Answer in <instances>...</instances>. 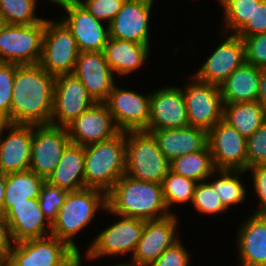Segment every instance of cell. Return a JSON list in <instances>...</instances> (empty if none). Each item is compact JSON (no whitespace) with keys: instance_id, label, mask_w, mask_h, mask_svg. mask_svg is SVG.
<instances>
[{"instance_id":"obj_32","label":"cell","mask_w":266,"mask_h":266,"mask_svg":"<svg viewBox=\"0 0 266 266\" xmlns=\"http://www.w3.org/2000/svg\"><path fill=\"white\" fill-rule=\"evenodd\" d=\"M244 172L247 171L216 169L219 177L209 182L213 191L217 194L218 199L227 210L231 205L234 206L243 203L246 198V189L239 179V175Z\"/></svg>"},{"instance_id":"obj_14","label":"cell","mask_w":266,"mask_h":266,"mask_svg":"<svg viewBox=\"0 0 266 266\" xmlns=\"http://www.w3.org/2000/svg\"><path fill=\"white\" fill-rule=\"evenodd\" d=\"M247 138L223 119L208 131V146L216 169L247 171Z\"/></svg>"},{"instance_id":"obj_1","label":"cell","mask_w":266,"mask_h":266,"mask_svg":"<svg viewBox=\"0 0 266 266\" xmlns=\"http://www.w3.org/2000/svg\"><path fill=\"white\" fill-rule=\"evenodd\" d=\"M56 76L39 64L18 65L13 81L10 123L50 124Z\"/></svg>"},{"instance_id":"obj_46","label":"cell","mask_w":266,"mask_h":266,"mask_svg":"<svg viewBox=\"0 0 266 266\" xmlns=\"http://www.w3.org/2000/svg\"><path fill=\"white\" fill-rule=\"evenodd\" d=\"M257 101L266 110V68H260V84Z\"/></svg>"},{"instance_id":"obj_28","label":"cell","mask_w":266,"mask_h":266,"mask_svg":"<svg viewBox=\"0 0 266 266\" xmlns=\"http://www.w3.org/2000/svg\"><path fill=\"white\" fill-rule=\"evenodd\" d=\"M149 46L109 37L103 53L115 75L124 76L145 64L150 53Z\"/></svg>"},{"instance_id":"obj_43","label":"cell","mask_w":266,"mask_h":266,"mask_svg":"<svg viewBox=\"0 0 266 266\" xmlns=\"http://www.w3.org/2000/svg\"><path fill=\"white\" fill-rule=\"evenodd\" d=\"M180 241L166 249L150 266H189V253Z\"/></svg>"},{"instance_id":"obj_6","label":"cell","mask_w":266,"mask_h":266,"mask_svg":"<svg viewBox=\"0 0 266 266\" xmlns=\"http://www.w3.org/2000/svg\"><path fill=\"white\" fill-rule=\"evenodd\" d=\"M79 49L70 29L60 19L45 18V31L39 65L49 74H73Z\"/></svg>"},{"instance_id":"obj_9","label":"cell","mask_w":266,"mask_h":266,"mask_svg":"<svg viewBox=\"0 0 266 266\" xmlns=\"http://www.w3.org/2000/svg\"><path fill=\"white\" fill-rule=\"evenodd\" d=\"M67 127L32 125L31 161L29 169L47 180L70 143Z\"/></svg>"},{"instance_id":"obj_18","label":"cell","mask_w":266,"mask_h":266,"mask_svg":"<svg viewBox=\"0 0 266 266\" xmlns=\"http://www.w3.org/2000/svg\"><path fill=\"white\" fill-rule=\"evenodd\" d=\"M154 0H125L109 24V37L149 45V18Z\"/></svg>"},{"instance_id":"obj_21","label":"cell","mask_w":266,"mask_h":266,"mask_svg":"<svg viewBox=\"0 0 266 266\" xmlns=\"http://www.w3.org/2000/svg\"><path fill=\"white\" fill-rule=\"evenodd\" d=\"M188 125L182 88L166 86L151 93L150 119L146 130L181 128Z\"/></svg>"},{"instance_id":"obj_34","label":"cell","mask_w":266,"mask_h":266,"mask_svg":"<svg viewBox=\"0 0 266 266\" xmlns=\"http://www.w3.org/2000/svg\"><path fill=\"white\" fill-rule=\"evenodd\" d=\"M37 0H0V13L7 24L32 25L45 19L36 17Z\"/></svg>"},{"instance_id":"obj_37","label":"cell","mask_w":266,"mask_h":266,"mask_svg":"<svg viewBox=\"0 0 266 266\" xmlns=\"http://www.w3.org/2000/svg\"><path fill=\"white\" fill-rule=\"evenodd\" d=\"M67 193V190L52 185L46 180L43 183L38 200L45 218L51 224L56 219Z\"/></svg>"},{"instance_id":"obj_4","label":"cell","mask_w":266,"mask_h":266,"mask_svg":"<svg viewBox=\"0 0 266 266\" xmlns=\"http://www.w3.org/2000/svg\"><path fill=\"white\" fill-rule=\"evenodd\" d=\"M99 208L107 209V194L104 191L84 188L68 192L51 224L50 235L79 250L73 237L91 222Z\"/></svg>"},{"instance_id":"obj_30","label":"cell","mask_w":266,"mask_h":266,"mask_svg":"<svg viewBox=\"0 0 266 266\" xmlns=\"http://www.w3.org/2000/svg\"><path fill=\"white\" fill-rule=\"evenodd\" d=\"M44 182V178L30 169L7 174L4 214L12 208V203L29 202V199H38Z\"/></svg>"},{"instance_id":"obj_13","label":"cell","mask_w":266,"mask_h":266,"mask_svg":"<svg viewBox=\"0 0 266 266\" xmlns=\"http://www.w3.org/2000/svg\"><path fill=\"white\" fill-rule=\"evenodd\" d=\"M75 250L52 235L14 243L7 256L9 266H59Z\"/></svg>"},{"instance_id":"obj_48","label":"cell","mask_w":266,"mask_h":266,"mask_svg":"<svg viewBox=\"0 0 266 266\" xmlns=\"http://www.w3.org/2000/svg\"><path fill=\"white\" fill-rule=\"evenodd\" d=\"M7 174L0 171V212L4 213L5 183Z\"/></svg>"},{"instance_id":"obj_41","label":"cell","mask_w":266,"mask_h":266,"mask_svg":"<svg viewBox=\"0 0 266 266\" xmlns=\"http://www.w3.org/2000/svg\"><path fill=\"white\" fill-rule=\"evenodd\" d=\"M245 47L246 63L266 68V33L241 38Z\"/></svg>"},{"instance_id":"obj_52","label":"cell","mask_w":266,"mask_h":266,"mask_svg":"<svg viewBox=\"0 0 266 266\" xmlns=\"http://www.w3.org/2000/svg\"><path fill=\"white\" fill-rule=\"evenodd\" d=\"M112 266H131L129 263H127V264H116V265H112Z\"/></svg>"},{"instance_id":"obj_26","label":"cell","mask_w":266,"mask_h":266,"mask_svg":"<svg viewBox=\"0 0 266 266\" xmlns=\"http://www.w3.org/2000/svg\"><path fill=\"white\" fill-rule=\"evenodd\" d=\"M84 168V146L70 142L46 181L68 192L84 189Z\"/></svg>"},{"instance_id":"obj_5","label":"cell","mask_w":266,"mask_h":266,"mask_svg":"<svg viewBox=\"0 0 266 266\" xmlns=\"http://www.w3.org/2000/svg\"><path fill=\"white\" fill-rule=\"evenodd\" d=\"M125 174L133 179L162 184L170 162L154 136L145 130L126 131Z\"/></svg>"},{"instance_id":"obj_47","label":"cell","mask_w":266,"mask_h":266,"mask_svg":"<svg viewBox=\"0 0 266 266\" xmlns=\"http://www.w3.org/2000/svg\"><path fill=\"white\" fill-rule=\"evenodd\" d=\"M82 257L79 250H75L59 266H81Z\"/></svg>"},{"instance_id":"obj_16","label":"cell","mask_w":266,"mask_h":266,"mask_svg":"<svg viewBox=\"0 0 266 266\" xmlns=\"http://www.w3.org/2000/svg\"><path fill=\"white\" fill-rule=\"evenodd\" d=\"M173 213L165 218L145 221L144 229L134 253L131 266H150L177 239L175 232L178 226Z\"/></svg>"},{"instance_id":"obj_11","label":"cell","mask_w":266,"mask_h":266,"mask_svg":"<svg viewBox=\"0 0 266 266\" xmlns=\"http://www.w3.org/2000/svg\"><path fill=\"white\" fill-rule=\"evenodd\" d=\"M104 103L120 131H140L148 128L151 93L143 95L114 84Z\"/></svg>"},{"instance_id":"obj_27","label":"cell","mask_w":266,"mask_h":266,"mask_svg":"<svg viewBox=\"0 0 266 266\" xmlns=\"http://www.w3.org/2000/svg\"><path fill=\"white\" fill-rule=\"evenodd\" d=\"M260 68L244 63L219 85L224 104L257 101Z\"/></svg>"},{"instance_id":"obj_49","label":"cell","mask_w":266,"mask_h":266,"mask_svg":"<svg viewBox=\"0 0 266 266\" xmlns=\"http://www.w3.org/2000/svg\"><path fill=\"white\" fill-rule=\"evenodd\" d=\"M49 2H53V3H57L59 4L61 7L69 4V3H73V2H78L79 0H48Z\"/></svg>"},{"instance_id":"obj_7","label":"cell","mask_w":266,"mask_h":266,"mask_svg":"<svg viewBox=\"0 0 266 266\" xmlns=\"http://www.w3.org/2000/svg\"><path fill=\"white\" fill-rule=\"evenodd\" d=\"M44 31L45 20L32 25L7 24L0 33V62L38 64Z\"/></svg>"},{"instance_id":"obj_2","label":"cell","mask_w":266,"mask_h":266,"mask_svg":"<svg viewBox=\"0 0 266 266\" xmlns=\"http://www.w3.org/2000/svg\"><path fill=\"white\" fill-rule=\"evenodd\" d=\"M116 216L144 221L172 214L165 204L162 184L133 179L124 174L107 193V209Z\"/></svg>"},{"instance_id":"obj_10","label":"cell","mask_w":266,"mask_h":266,"mask_svg":"<svg viewBox=\"0 0 266 266\" xmlns=\"http://www.w3.org/2000/svg\"><path fill=\"white\" fill-rule=\"evenodd\" d=\"M96 101L74 74L56 76L51 125L67 127Z\"/></svg>"},{"instance_id":"obj_44","label":"cell","mask_w":266,"mask_h":266,"mask_svg":"<svg viewBox=\"0 0 266 266\" xmlns=\"http://www.w3.org/2000/svg\"><path fill=\"white\" fill-rule=\"evenodd\" d=\"M253 178L254 191L259 198V209L254 214L266 215V165H256L248 168Z\"/></svg>"},{"instance_id":"obj_36","label":"cell","mask_w":266,"mask_h":266,"mask_svg":"<svg viewBox=\"0 0 266 266\" xmlns=\"http://www.w3.org/2000/svg\"><path fill=\"white\" fill-rule=\"evenodd\" d=\"M15 63L0 62V122L10 123Z\"/></svg>"},{"instance_id":"obj_19","label":"cell","mask_w":266,"mask_h":266,"mask_svg":"<svg viewBox=\"0 0 266 266\" xmlns=\"http://www.w3.org/2000/svg\"><path fill=\"white\" fill-rule=\"evenodd\" d=\"M245 62L243 40L236 34H231L192 76L202 82L219 86L236 68Z\"/></svg>"},{"instance_id":"obj_24","label":"cell","mask_w":266,"mask_h":266,"mask_svg":"<svg viewBox=\"0 0 266 266\" xmlns=\"http://www.w3.org/2000/svg\"><path fill=\"white\" fill-rule=\"evenodd\" d=\"M145 131L154 136L159 149L169 162L185 154L202 150L208 145V131L191 125Z\"/></svg>"},{"instance_id":"obj_20","label":"cell","mask_w":266,"mask_h":266,"mask_svg":"<svg viewBox=\"0 0 266 266\" xmlns=\"http://www.w3.org/2000/svg\"><path fill=\"white\" fill-rule=\"evenodd\" d=\"M9 130L3 139V132ZM32 125L0 122V171L9 174L29 169Z\"/></svg>"},{"instance_id":"obj_12","label":"cell","mask_w":266,"mask_h":266,"mask_svg":"<svg viewBox=\"0 0 266 266\" xmlns=\"http://www.w3.org/2000/svg\"><path fill=\"white\" fill-rule=\"evenodd\" d=\"M122 219L109 225L95 237L86 251L89 259H99L106 255L118 256L134 250L144 229V220L119 216Z\"/></svg>"},{"instance_id":"obj_8","label":"cell","mask_w":266,"mask_h":266,"mask_svg":"<svg viewBox=\"0 0 266 266\" xmlns=\"http://www.w3.org/2000/svg\"><path fill=\"white\" fill-rule=\"evenodd\" d=\"M191 77L193 82L190 80L182 89L187 119L189 125L209 131L223 119L224 103L220 87Z\"/></svg>"},{"instance_id":"obj_3","label":"cell","mask_w":266,"mask_h":266,"mask_svg":"<svg viewBox=\"0 0 266 266\" xmlns=\"http://www.w3.org/2000/svg\"><path fill=\"white\" fill-rule=\"evenodd\" d=\"M84 153V188L99 189L107 194L125 174L126 131L84 146Z\"/></svg>"},{"instance_id":"obj_51","label":"cell","mask_w":266,"mask_h":266,"mask_svg":"<svg viewBox=\"0 0 266 266\" xmlns=\"http://www.w3.org/2000/svg\"><path fill=\"white\" fill-rule=\"evenodd\" d=\"M0 266H9L7 257L0 256Z\"/></svg>"},{"instance_id":"obj_29","label":"cell","mask_w":266,"mask_h":266,"mask_svg":"<svg viewBox=\"0 0 266 266\" xmlns=\"http://www.w3.org/2000/svg\"><path fill=\"white\" fill-rule=\"evenodd\" d=\"M223 120L248 138L266 120V110L258 101L224 104Z\"/></svg>"},{"instance_id":"obj_35","label":"cell","mask_w":266,"mask_h":266,"mask_svg":"<svg viewBox=\"0 0 266 266\" xmlns=\"http://www.w3.org/2000/svg\"><path fill=\"white\" fill-rule=\"evenodd\" d=\"M263 0H219L224 8V23L228 32L235 34L247 21L252 18L256 4ZM230 29V30H229Z\"/></svg>"},{"instance_id":"obj_38","label":"cell","mask_w":266,"mask_h":266,"mask_svg":"<svg viewBox=\"0 0 266 266\" xmlns=\"http://www.w3.org/2000/svg\"><path fill=\"white\" fill-rule=\"evenodd\" d=\"M191 203L195 209L203 214H221L227 210L207 181L197 183Z\"/></svg>"},{"instance_id":"obj_23","label":"cell","mask_w":266,"mask_h":266,"mask_svg":"<svg viewBox=\"0 0 266 266\" xmlns=\"http://www.w3.org/2000/svg\"><path fill=\"white\" fill-rule=\"evenodd\" d=\"M5 215L14 243L51 234V229H48L51 223L45 218L38 199L12 203V208Z\"/></svg>"},{"instance_id":"obj_45","label":"cell","mask_w":266,"mask_h":266,"mask_svg":"<svg viewBox=\"0 0 266 266\" xmlns=\"http://www.w3.org/2000/svg\"><path fill=\"white\" fill-rule=\"evenodd\" d=\"M14 242L6 215L0 212V256L7 257Z\"/></svg>"},{"instance_id":"obj_42","label":"cell","mask_w":266,"mask_h":266,"mask_svg":"<svg viewBox=\"0 0 266 266\" xmlns=\"http://www.w3.org/2000/svg\"><path fill=\"white\" fill-rule=\"evenodd\" d=\"M266 33V0L256 4L252 18L235 33L240 38Z\"/></svg>"},{"instance_id":"obj_50","label":"cell","mask_w":266,"mask_h":266,"mask_svg":"<svg viewBox=\"0 0 266 266\" xmlns=\"http://www.w3.org/2000/svg\"><path fill=\"white\" fill-rule=\"evenodd\" d=\"M6 25H7V22L5 18L2 16V14L0 13V33L3 31Z\"/></svg>"},{"instance_id":"obj_17","label":"cell","mask_w":266,"mask_h":266,"mask_svg":"<svg viewBox=\"0 0 266 266\" xmlns=\"http://www.w3.org/2000/svg\"><path fill=\"white\" fill-rule=\"evenodd\" d=\"M67 130L70 141L81 146L108 140L120 132L104 102H96L85 110Z\"/></svg>"},{"instance_id":"obj_39","label":"cell","mask_w":266,"mask_h":266,"mask_svg":"<svg viewBox=\"0 0 266 266\" xmlns=\"http://www.w3.org/2000/svg\"><path fill=\"white\" fill-rule=\"evenodd\" d=\"M247 169L256 165H266V120L247 138Z\"/></svg>"},{"instance_id":"obj_40","label":"cell","mask_w":266,"mask_h":266,"mask_svg":"<svg viewBox=\"0 0 266 266\" xmlns=\"http://www.w3.org/2000/svg\"><path fill=\"white\" fill-rule=\"evenodd\" d=\"M98 20L109 25L122 8L125 0H79Z\"/></svg>"},{"instance_id":"obj_25","label":"cell","mask_w":266,"mask_h":266,"mask_svg":"<svg viewBox=\"0 0 266 266\" xmlns=\"http://www.w3.org/2000/svg\"><path fill=\"white\" fill-rule=\"evenodd\" d=\"M251 216L239 228L238 266H266V215Z\"/></svg>"},{"instance_id":"obj_15","label":"cell","mask_w":266,"mask_h":266,"mask_svg":"<svg viewBox=\"0 0 266 266\" xmlns=\"http://www.w3.org/2000/svg\"><path fill=\"white\" fill-rule=\"evenodd\" d=\"M67 16L61 20L70 29L80 52H101L109 38V25L103 26L79 1L62 6Z\"/></svg>"},{"instance_id":"obj_31","label":"cell","mask_w":266,"mask_h":266,"mask_svg":"<svg viewBox=\"0 0 266 266\" xmlns=\"http://www.w3.org/2000/svg\"><path fill=\"white\" fill-rule=\"evenodd\" d=\"M170 170L198 183L216 174L208 145L202 150L174 159L170 162Z\"/></svg>"},{"instance_id":"obj_22","label":"cell","mask_w":266,"mask_h":266,"mask_svg":"<svg viewBox=\"0 0 266 266\" xmlns=\"http://www.w3.org/2000/svg\"><path fill=\"white\" fill-rule=\"evenodd\" d=\"M73 74L96 102H104L114 86V73L101 52H80Z\"/></svg>"},{"instance_id":"obj_33","label":"cell","mask_w":266,"mask_h":266,"mask_svg":"<svg viewBox=\"0 0 266 266\" xmlns=\"http://www.w3.org/2000/svg\"><path fill=\"white\" fill-rule=\"evenodd\" d=\"M197 183L169 170L162 182L163 196L168 210L173 204L191 203Z\"/></svg>"}]
</instances>
